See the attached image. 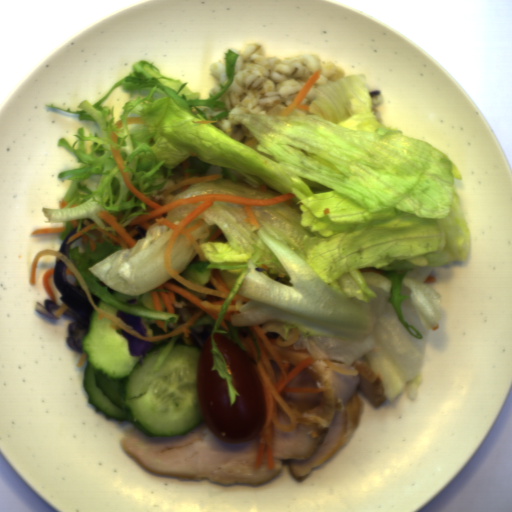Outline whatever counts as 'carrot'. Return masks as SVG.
Returning a JSON list of instances; mask_svg holds the SVG:
<instances>
[{"mask_svg":"<svg viewBox=\"0 0 512 512\" xmlns=\"http://www.w3.org/2000/svg\"><path fill=\"white\" fill-rule=\"evenodd\" d=\"M110 148L116 166L127 188L152 210L134 218L125 227L117 222L115 215L110 214L107 210H101L97 216L113 228L116 236L104 230L95 222L91 223L86 219L84 220L83 225L87 227L71 236L65 244L69 245L71 242L82 236L85 244L89 239L90 252H93L97 243L103 244V235H105L107 238L118 243L121 250L132 249L136 244H138L133 238L140 232L137 227H141L148 231L150 226L158 223L173 230L163 253L164 268L167 274L171 277L150 291L151 299L155 312H168L173 314L176 313V309H180L188 305L193 314L192 317L188 322L172 331L168 330L165 320H155V324L165 333V335L156 337L145 336L136 329L128 326L111 312H107L99 308L95 304L93 297L88 291L74 262L64 253L52 249H44L38 252L35 256L30 269V285H36L35 272L39 258L43 256H55L66 265L67 268L65 270V276L76 277L93 310L99 312L97 319H110L112 321L111 325L115 330H124L131 336L146 343H154L179 333H182L186 338L192 333L190 327L201 316H203L204 313H207L216 322L229 295L230 289L216 268H212L209 278V281L215 289L198 285L182 277L179 275L178 270L174 269L171 257L175 242L179 235H184L187 238V248L193 246L198 254L199 260H206L200 246L207 242L217 241L218 236L222 234V230L219 227L210 234L211 232L204 218H199L198 221L189 228L185 227L197 216L211 207L214 202H220L242 204L246 215V218L244 219L245 222L250 225H254L256 229L261 228L251 206L274 205L297 196L293 192H287L281 196L273 197L271 199H248L232 194L209 193L179 198L166 204L159 205L141 194L135 188L131 183L129 171H123L125 166H123L124 159L120 149H114L111 146Z\"/></svg>","mask_w":512,"mask_h":512,"instance_id":"b8716197","label":"carrot"},{"mask_svg":"<svg viewBox=\"0 0 512 512\" xmlns=\"http://www.w3.org/2000/svg\"><path fill=\"white\" fill-rule=\"evenodd\" d=\"M248 328L258 343L260 349L259 360L257 349L251 336L241 329L238 330L237 334L241 343L245 346L246 354L254 364L260 376L266 404L265 421L258 438L254 467L258 469L261 466L265 455L266 466L268 470L272 471L275 469L273 451L275 437L274 426L281 433H288L296 429L298 425L294 412L281 396L282 392L320 394L324 392L325 389L287 387L292 379L318 359L314 356L308 357L298 362L289 371L288 363H283L279 356L278 349L275 345V338H269L259 324L256 326H248Z\"/></svg>","mask_w":512,"mask_h":512,"instance_id":"cead05ca","label":"carrot"},{"mask_svg":"<svg viewBox=\"0 0 512 512\" xmlns=\"http://www.w3.org/2000/svg\"><path fill=\"white\" fill-rule=\"evenodd\" d=\"M183 169V180L174 185L173 187L161 192V195L164 197L169 196L174 190L180 189V193L186 191L190 185L200 183V182H210L214 180H219L222 177V174H214V175H200L199 172H195L190 176L189 172H185L187 168H190L189 161L186 159L182 163H180Z\"/></svg>","mask_w":512,"mask_h":512,"instance_id":"1c9b5961","label":"carrot"},{"mask_svg":"<svg viewBox=\"0 0 512 512\" xmlns=\"http://www.w3.org/2000/svg\"><path fill=\"white\" fill-rule=\"evenodd\" d=\"M321 71H322V69L314 72L312 74V76L309 78V80L305 83V85L301 88V90L296 95V97L291 101V103L277 115L290 116L291 113L295 109H302L304 111H309V108H310L309 104H300V103L305 99L309 90L312 88V86L318 80V78L321 74Z\"/></svg>","mask_w":512,"mask_h":512,"instance_id":"07d2c1c8","label":"carrot"},{"mask_svg":"<svg viewBox=\"0 0 512 512\" xmlns=\"http://www.w3.org/2000/svg\"><path fill=\"white\" fill-rule=\"evenodd\" d=\"M249 300H251V299H249L248 297L241 296L240 294H238L236 292L235 295L231 298V300L228 303L227 309L225 311L224 317H223L220 325L223 326L226 330L230 331L229 326L226 321H229L232 324L231 318H232L233 314L242 313L240 311V309Z\"/></svg>","mask_w":512,"mask_h":512,"instance_id":"79d8ee17","label":"carrot"},{"mask_svg":"<svg viewBox=\"0 0 512 512\" xmlns=\"http://www.w3.org/2000/svg\"><path fill=\"white\" fill-rule=\"evenodd\" d=\"M54 269L55 268H52V269H49L47 271L44 272L43 274V285L45 287V289L47 290L51 300H53L54 302L57 303V299H56V295L49 283V277L53 275V272H54Z\"/></svg>","mask_w":512,"mask_h":512,"instance_id":"46ec933d","label":"carrot"},{"mask_svg":"<svg viewBox=\"0 0 512 512\" xmlns=\"http://www.w3.org/2000/svg\"><path fill=\"white\" fill-rule=\"evenodd\" d=\"M66 227H52L35 229L31 234H61L65 232ZM30 234V235H31Z\"/></svg>","mask_w":512,"mask_h":512,"instance_id":"abdcd85c","label":"carrot"},{"mask_svg":"<svg viewBox=\"0 0 512 512\" xmlns=\"http://www.w3.org/2000/svg\"><path fill=\"white\" fill-rule=\"evenodd\" d=\"M127 124H145V123L141 120L140 116H132V117H127L126 125Z\"/></svg>","mask_w":512,"mask_h":512,"instance_id":"7f4f0e56","label":"carrot"}]
</instances>
